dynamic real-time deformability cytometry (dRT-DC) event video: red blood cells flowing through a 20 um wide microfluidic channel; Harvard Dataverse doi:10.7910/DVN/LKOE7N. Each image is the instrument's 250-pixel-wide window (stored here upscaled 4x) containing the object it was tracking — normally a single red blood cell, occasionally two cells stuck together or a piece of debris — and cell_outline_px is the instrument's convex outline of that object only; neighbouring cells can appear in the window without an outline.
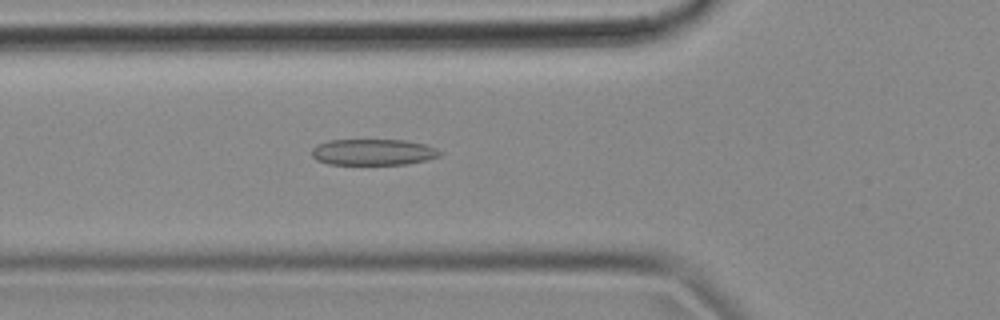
{"species": "common noctule bat (a hibernating species)", "species_latin": "Nyctalus noctula", "temperature_condition": "cold", "stored_images_in_passage": 46, "camera_frame_rate_fps": 3000, "um_per_image_px": 0.085, "animal": {"sex": "female", "body_mass_g": 18.4}, "frame": {"image": 1, "passage_image": 11, "time_ms": 3.333, "image_size_px": [1000, 320], "cell_outline_px": [[444, 152], [440, 156], [424, 160], [404, 164], [328, 164], [316, 160], [312, 156], [312, 148], [316, 144], [328, 140], [404, 140], [424, 144], [436, 148]], "centroid_in_image_um": [31.69, 12.92], "position_along_channel_um": 94.1, "area_um2": 19.54}}
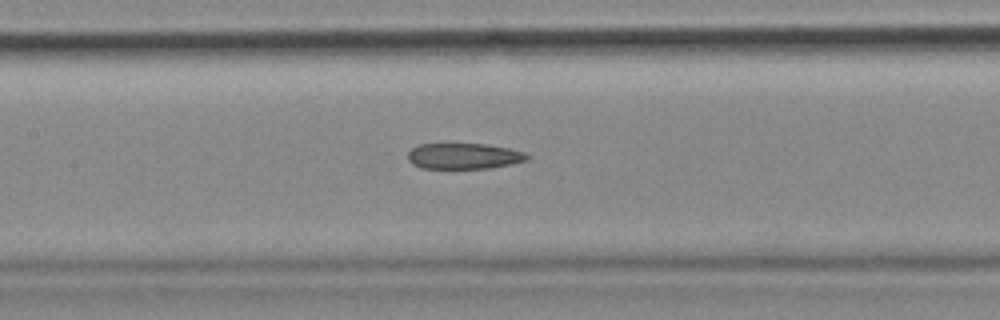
{"frame": {"image": 2, "passage_image": 17, "time_ms": 5.333, "image_size_px": [1000, 320], "cell_outline_px": [[532, 156], [528, 160], [512, 164], [488, 168], [420, 168], [412, 164], [408, 160], [408, 152], [412, 148], [420, 144], [484, 144], [508, 148], [524, 152]], "centroid_in_image_um": [39.44, 13.27], "position_along_channel_um": 168.0, "area_um2": 17.98}}
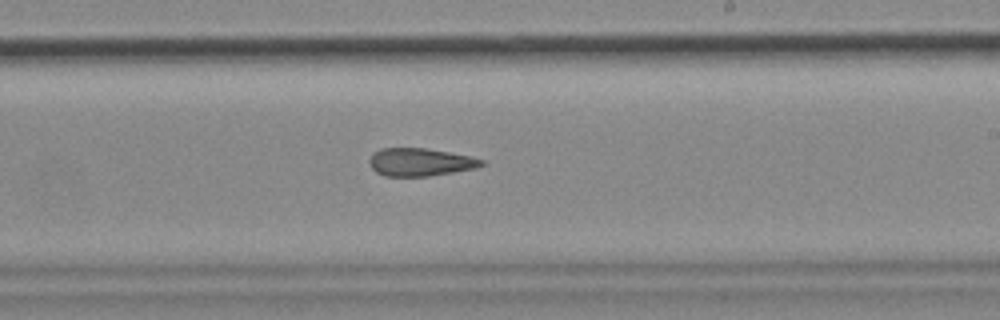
{"frame": {"image": 3, "passage_image": 24, "time_ms": 7.667, "image_size_px": [1000, 320], "cell_outline_px": [[484, 164], [476, 168], [428, 176], [384, 176], [376, 172], [368, 164], [368, 160], [372, 152], [380, 148], [424, 148], [472, 156], [484, 160]], "centroid_in_image_um": [35.67, 13.77], "position_along_channel_um": 253.3, "area_um2": 18.32}, "authors_computed_cell_mechanics": {"area_um2": 19.4786, "velocity_mm_per_s": 3.6755, "shape_relaxation_time_tau1_ms": null, "shape_relaxation_time_tau2_ms": 4.4456, "deformation_change_tau1": null, "deformation_change_tau2": 0.1451}}